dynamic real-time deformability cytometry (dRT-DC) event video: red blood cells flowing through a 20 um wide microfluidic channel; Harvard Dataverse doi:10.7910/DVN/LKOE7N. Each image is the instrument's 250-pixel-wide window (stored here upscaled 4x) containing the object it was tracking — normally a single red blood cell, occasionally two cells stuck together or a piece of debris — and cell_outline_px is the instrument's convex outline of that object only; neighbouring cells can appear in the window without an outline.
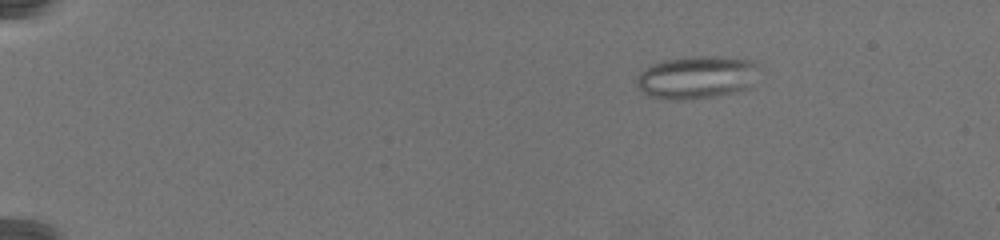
{"species": "common noctule bat (a hibernating species)", "species_latin": "Nyctalus noctula", "temperature_condition": "warm", "stored_images_in_passage": 80, "camera_frame_rate_fps": 3000, "um_per_image_px": 0.085, "animal": {"sex": "female", "body_mass_g": 19.5, "forearm_length_mm": 54.1}, "frame": {"image": 1, "passage_image": 15, "time_ms": 4.667, "image_size_px": [1000, 240], "cell_outline_px": [[764, 68], [748, 88], [716, 96], [684, 100], [672, 100], [648, 96], [640, 92], [636, 84], [636, 76], [644, 68], [652, 64], [664, 60], [684, 56], [720, 56], [752, 60], [760, 64]], "centroid_in_image_um": [59.24, 6.55], "position_along_channel_um": 25.8, "area_um2": 31.39}}
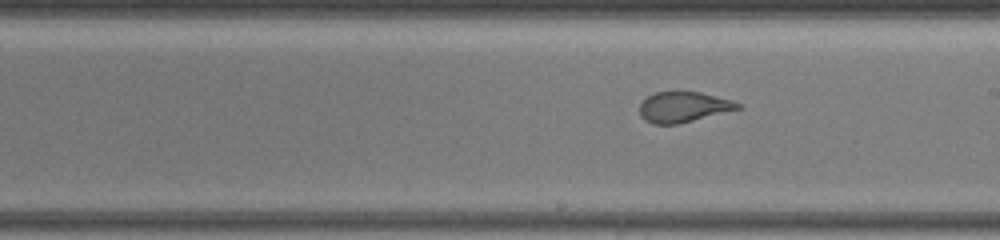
{"frame": {"image": 2, "passage_image": 50, "time_ms": 16.333, "image_size_px": [1000, 240], "cell_outline_px": [[744, 108], [680, 124], [652, 124], [644, 120], [640, 116], [640, 100], [656, 92], [700, 92], [732, 100], [740, 104]], "centroid_in_image_um": [58.09, 9.11], "position_along_channel_um": 230.9, "area_um2": 17.69}}
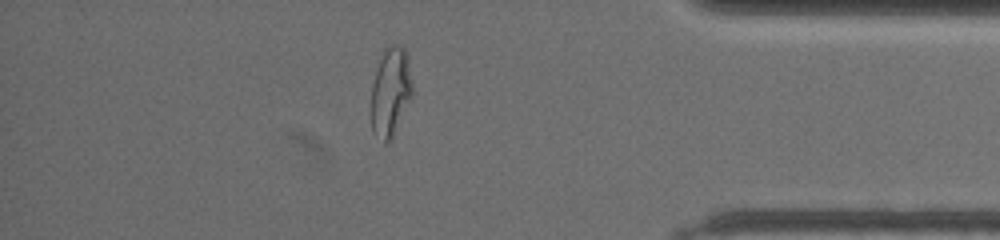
{"frame": {"image": 3, "passage_image": 71, "time_ms": 23.333, "image_size_px": [1000, 240], "cell_outline_px": [[412, 96], [392, 140], [384, 144], [372, 132], [372, 84], [376, 68], [384, 48], [392, 44], [396, 44], [404, 48], [408, 52], [412, 80]], "centroid_in_image_um": [33.21, 7.8], "position_along_channel_um": 402.0, "area_um2": 21.73}}